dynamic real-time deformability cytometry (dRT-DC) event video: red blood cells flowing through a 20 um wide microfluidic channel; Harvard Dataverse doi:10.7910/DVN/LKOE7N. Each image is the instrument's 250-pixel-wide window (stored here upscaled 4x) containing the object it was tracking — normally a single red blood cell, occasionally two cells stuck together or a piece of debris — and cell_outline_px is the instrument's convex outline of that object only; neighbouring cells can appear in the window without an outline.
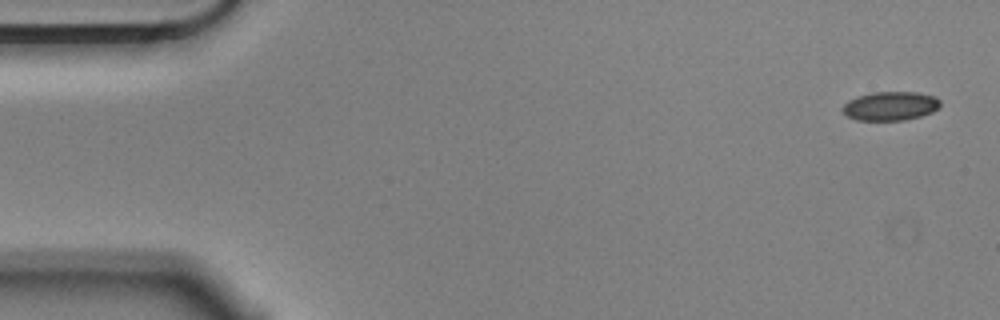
{"species": "Egyptian fruit bat (a non-hibernating species)", "species_latin": "Rousettus aegyptiacus", "temperature_condition": "cold", "stored_images_in_passage": 9, "camera_frame_rate_fps": 3000, "um_per_image_px": 0.085, "animal": {"sex": "male"}, "frame": {"image": 1, "passage_image": 1, "time_ms": 0.0, "image_size_px": [1000, 320], "cell_outline_px": [[940, 108], [932, 112], [920, 116], [904, 120], [856, 120], [848, 116], [840, 108], [848, 100], [856, 96], [872, 92], [916, 92], [936, 96], [940, 100]], "centroid_in_image_um": [75.69, 9.0], "position_along_channel_um": 9.3, "area_um2": 16.59}}